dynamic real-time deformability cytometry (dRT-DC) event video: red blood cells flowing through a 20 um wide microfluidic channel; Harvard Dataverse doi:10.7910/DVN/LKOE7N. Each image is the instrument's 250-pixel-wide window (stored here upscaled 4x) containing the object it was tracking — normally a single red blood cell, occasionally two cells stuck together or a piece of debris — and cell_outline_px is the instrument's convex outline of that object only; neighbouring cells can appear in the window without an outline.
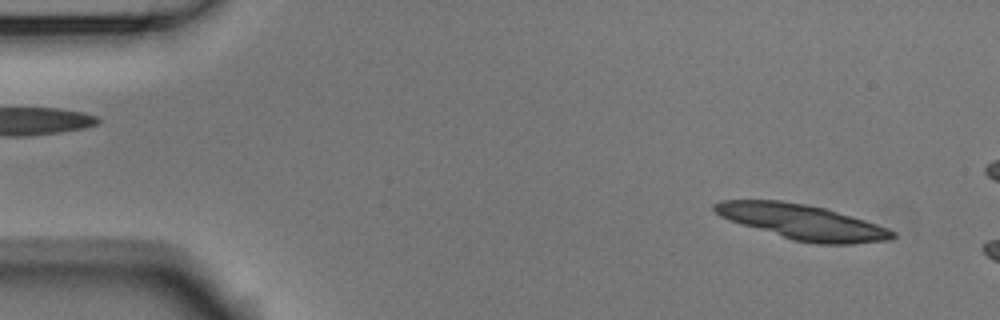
{"species": "Egyptian fruit bat (a non-hibernating species)", "species_latin": "Rousettus aegyptiacus", "temperature_condition": "room temperature", "stored_images_in_passage": 9, "camera_frame_rate_fps": 3000, "um_per_image_px": 0.085, "animal": {"sex": "male"}, "frame": {"image": 1, "passage_image": 3, "time_ms": 0.667, "image_size_px": [1000, 320], "cell_outline_px": [[896, 236], [888, 240], [852, 244], [816, 244], [792, 240], [740, 224], [728, 220], [720, 216], [712, 208], [712, 204], [720, 200], [780, 200], [808, 204], [824, 208], [864, 220], [888, 228], [896, 232]], "centroid_in_image_um": [68.16, 18.87], "position_along_channel_um": 16.8, "area_um2": 36.36}}